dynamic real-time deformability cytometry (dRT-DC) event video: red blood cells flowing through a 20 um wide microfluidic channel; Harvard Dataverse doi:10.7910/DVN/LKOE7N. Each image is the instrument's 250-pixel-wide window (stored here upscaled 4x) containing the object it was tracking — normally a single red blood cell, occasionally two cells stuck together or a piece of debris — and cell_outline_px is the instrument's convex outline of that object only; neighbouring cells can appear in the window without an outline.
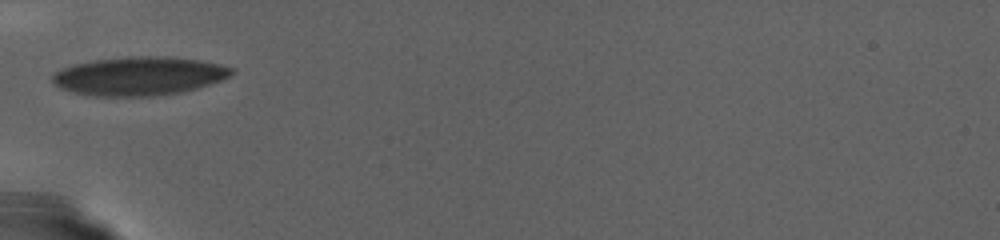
{"species": "human", "species_latin": "Homo sapiens", "temperature_condition": "warm", "stored_images_in_passage": 49, "camera_frame_rate_fps": 3000, "um_per_image_px": 0.085, "donor": {"sex": "female"}, "frame": {"image": 1, "passage_image": 1, "time_ms": 0.0, "image_size_px": [1000, 240], "cell_outline_px": [[236, 72], [220, 80], [184, 92], [152, 96], [96, 96], [76, 92], [60, 88], [52, 84], [52, 72], [60, 68], [76, 64], [96, 60], [128, 56], [160, 56], [200, 60], [220, 64], [232, 68]], "centroid_in_image_um": [11.8, 6.46], "position_along_channel_um": 73.2, "area_um2": 40.23}}
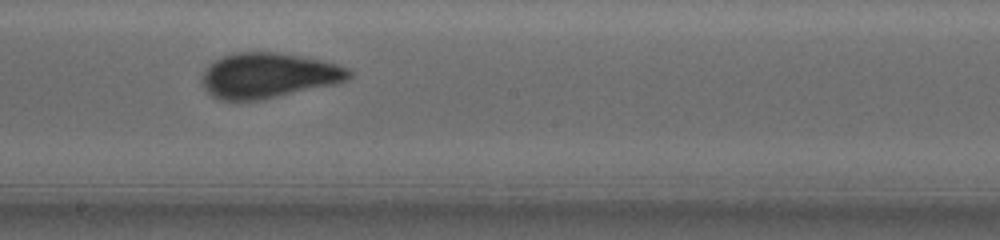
{"frame": {"image": 2, "passage_image": 23, "time_ms": 7.333, "image_size_px": [1000, 240], "cell_outline_px": [[352, 76], [348, 80], [336, 84], [260, 100], [220, 100], [212, 96], [204, 88], [204, 72], [208, 64], [224, 56], [236, 52], [276, 52], [300, 56], [320, 60], [336, 64], [348, 68], [352, 72]], "centroid_in_image_um": [22.84, 6.42], "position_along_channel_um": 225.4, "area_um2": 38.49}}
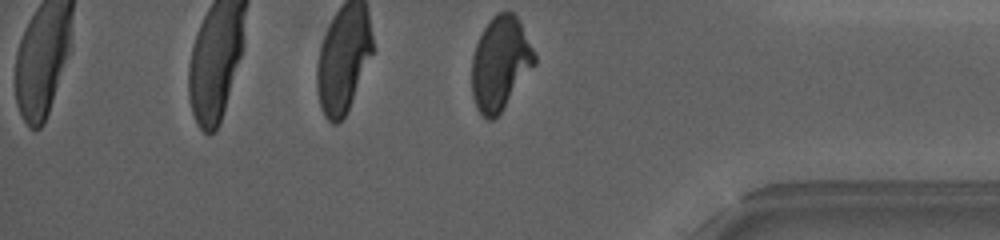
{"frame": {"image": 3, "passage_image": 49, "time_ms": 16.0, "image_size_px": [1000, 240], "cell_outline_px": [[536, 64], [504, 108], [492, 120], [488, 120], [476, 108], [472, 96], [472, 56], [476, 44], [484, 28], [492, 16], [496, 12], [512, 12], [516, 16], [536, 52]], "centroid_in_image_um": [42.53, 5.39], "position_along_channel_um": 392.7, "area_um2": 34.16}}